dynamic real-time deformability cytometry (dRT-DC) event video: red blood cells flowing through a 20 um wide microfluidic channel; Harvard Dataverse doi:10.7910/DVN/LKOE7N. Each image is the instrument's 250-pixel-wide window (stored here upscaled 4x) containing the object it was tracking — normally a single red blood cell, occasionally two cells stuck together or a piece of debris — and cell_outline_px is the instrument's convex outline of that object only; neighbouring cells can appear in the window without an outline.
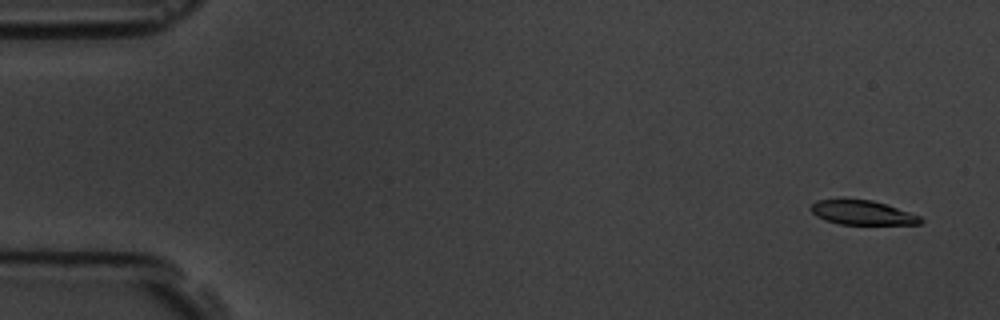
{"species": "common noctule bat (a hibernating species)", "species_latin": "Nyctalus noctula", "temperature_condition": "room temperature", "stored_images_in_passage": 8, "camera_frame_rate_fps": 3000, "um_per_image_px": 0.085, "animal": {"sex": "male", "body_mass_g": 19.5, "forearm_length_mm": 54.6}, "frame": {"image": 1, "passage_image": 1, "time_ms": 0.0, "image_size_px": [1000, 320], "cell_outline_px": [[924, 220], [920, 224], [840, 224], [824, 220], [816, 216], [812, 212], [812, 204], [816, 200], [872, 200], [920, 216]], "centroid_in_image_um": [73.29, 18.09], "position_along_channel_um": 11.7, "area_um2": 15.14}}
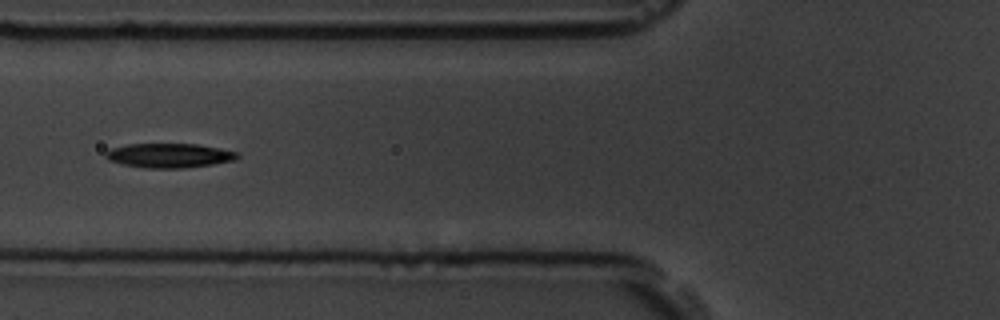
{"frame": {"image": 2, "passage_image": 6, "time_ms": 6.333, "image_size_px": [1000, 320], "cell_outline_px": [[240, 156], [236, 160], [212, 164], [184, 168], [148, 168], [124, 164], [108, 160], [104, 156], [104, 152], [108, 148], [128, 144], [196, 144], [220, 148], [240, 152]], "centroid_in_image_um": [14.39, 13.21], "position_along_channel_um": 111.4, "area_um2": 18.84}}
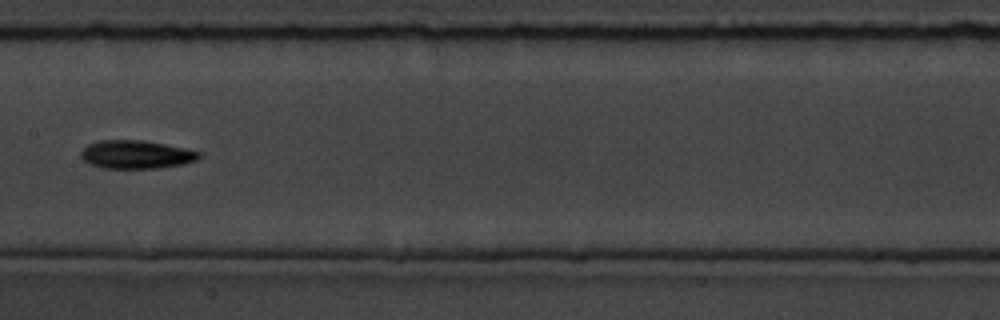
{"frame": {"image": 3, "passage_image": 8, "time_ms": 8.667, "image_size_px": [1000, 320], "cell_outline_px": [[200, 156], [196, 160], [184, 164], [156, 168], [104, 168], [92, 164], [84, 160], [80, 156], [80, 152], [88, 144], [100, 140], [140, 140], [164, 144], [184, 148], [200, 152]], "centroid_in_image_um": [11.56, 13.13], "position_along_channel_um": 195.8, "area_um2": 19.25}}